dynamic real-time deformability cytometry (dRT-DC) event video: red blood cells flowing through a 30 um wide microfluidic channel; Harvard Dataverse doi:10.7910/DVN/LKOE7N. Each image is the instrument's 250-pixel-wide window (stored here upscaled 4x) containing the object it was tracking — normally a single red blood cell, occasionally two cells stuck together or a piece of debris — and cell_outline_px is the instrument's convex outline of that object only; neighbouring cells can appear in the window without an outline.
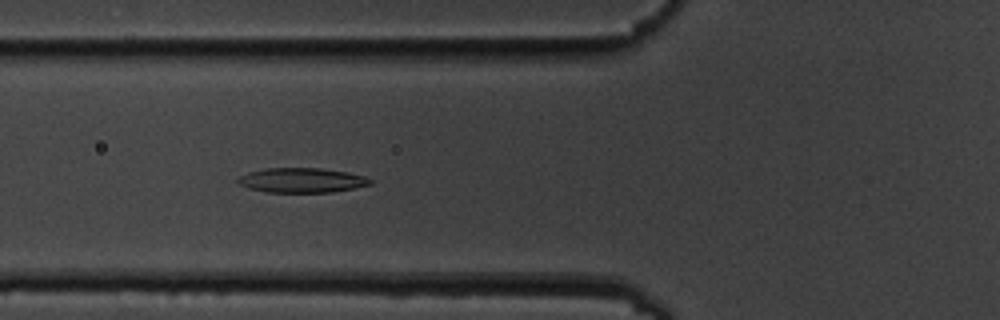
{"species": "common noctule bat (a hibernating species)", "species_latin": "Nyctalus noctula", "temperature_condition": "cold", "stored_images_in_passage": 43, "camera_frame_rate_fps": 3000, "um_per_image_px": 0.085, "animal": {"sex": "male", "body_mass_g": 19.5, "forearm_length_mm": 54.6}, "frame": {"image": 1, "passage_image": 8, "time_ms": 2.333, "image_size_px": [1000, 320], "cell_outline_px": [[376, 180], [372, 184], [356, 188], [332, 192], [264, 192], [248, 188], [240, 184], [236, 180], [240, 176], [248, 172], [264, 168], [320, 168], [348, 172], [364, 176]], "centroid_in_image_um": [25.69, 15.32], "position_along_channel_um": 100.1, "area_um2": 19.25}}
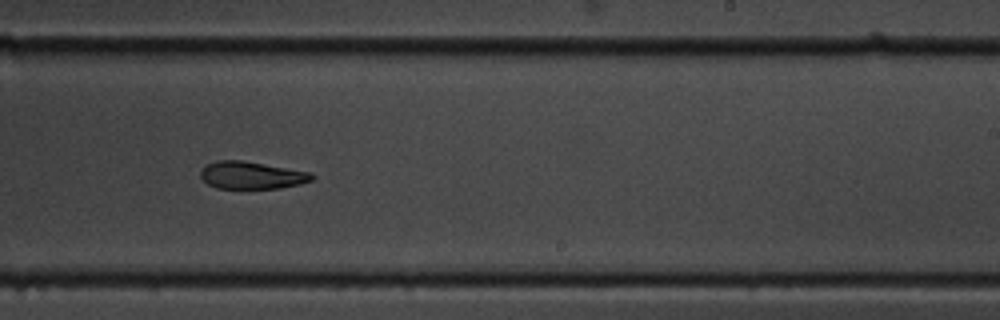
{"frame": {"image": 2, "passage_image": 22, "time_ms": 7.0, "image_size_px": [1000, 320], "cell_outline_px": [[316, 176], [312, 180], [300, 184], [280, 188], [216, 188], [208, 184], [200, 176], [200, 168], [216, 160], [244, 160], [312, 172]], "centroid_in_image_um": [21.4, 14.88], "position_along_channel_um": 267.6, "area_um2": 17.98}}
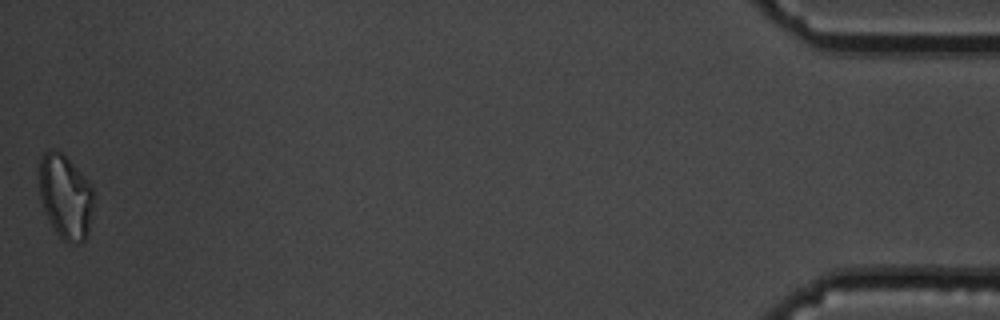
{"frame": {"image": 3, "passage_image": 43, "time_ms": 14.0, "image_size_px": [1000, 320], "cell_outline_px": [[92, 212], [88, 236], [84, 240], [76, 244], [68, 244], [56, 232], [48, 220], [40, 196], [40, 156], [48, 148], [52, 148], [60, 152], [88, 180], [92, 188]], "centroid_in_image_um": [5.56, 16.74], "position_along_channel_um": 429.6, "area_um2": 26.53}, "authors_computed_cell_mechanics": {"area_um2": 19.2474, "velocity_mm_per_s": 3.5927, "shape_relaxation_time_tau1_ms": 4.1934, "shape_relaxation_time_tau2_ms": 6.6029, "deformation_change_tau1": 0.1212, "deformation_change_tau2": 0.1449}}